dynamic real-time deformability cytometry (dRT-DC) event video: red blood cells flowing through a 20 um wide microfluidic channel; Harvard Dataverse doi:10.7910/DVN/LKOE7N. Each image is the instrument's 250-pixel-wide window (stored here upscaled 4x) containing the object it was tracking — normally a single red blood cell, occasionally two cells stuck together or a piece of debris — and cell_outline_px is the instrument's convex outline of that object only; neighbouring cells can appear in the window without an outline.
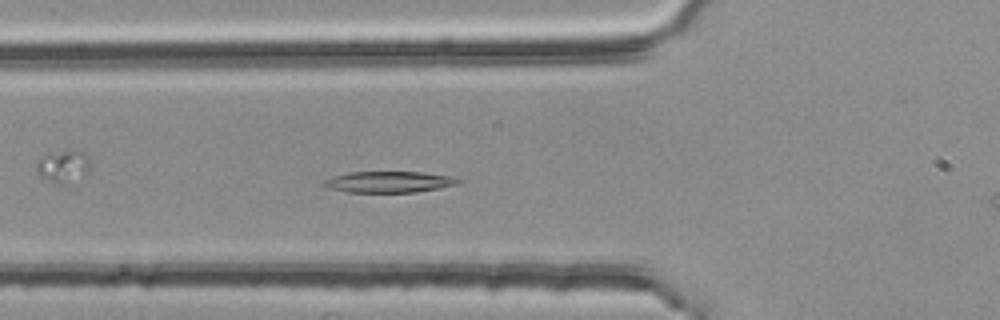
{"species": "common noctule bat (a hibernating species)", "species_latin": "Nyctalus noctula", "temperature_condition": "room temperature", "stored_images_in_passage": 40, "camera_frame_rate_fps": 3000, "um_per_image_px": 0.085, "animal": {"sex": "female", "body_mass_g": 25.1}, "frame": {"image": 1, "passage_image": 6, "time_ms": 1.667, "image_size_px": [1000, 320], "cell_outline_px": [[464, 180], [456, 184], [440, 188], [416, 192], [348, 192], [328, 188], [320, 184], [324, 180], [332, 176], [348, 172], [420, 172], [452, 176]], "centroid_in_image_um": [33.04, 15.46], "position_along_channel_um": 92.8, "area_um2": 16.7}}
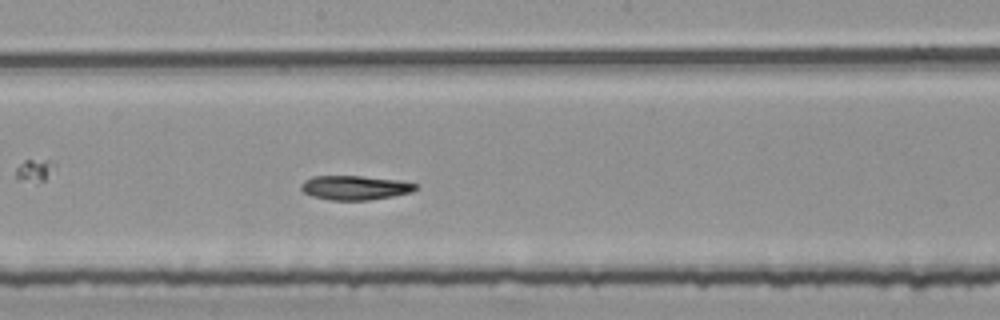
{"frame": {"image": 2, "passage_image": 16, "time_ms": 5.0, "image_size_px": [1000, 320], "cell_outline_px": [[416, 188], [412, 192], [392, 196], [368, 200], [328, 200], [312, 196], [304, 192], [300, 188], [300, 184], [304, 180], [312, 176], [360, 176], [396, 180], [416, 184]], "centroid_in_image_um": [30.1, 15.95], "position_along_channel_um": 218.1, "area_um2": 16.07}}
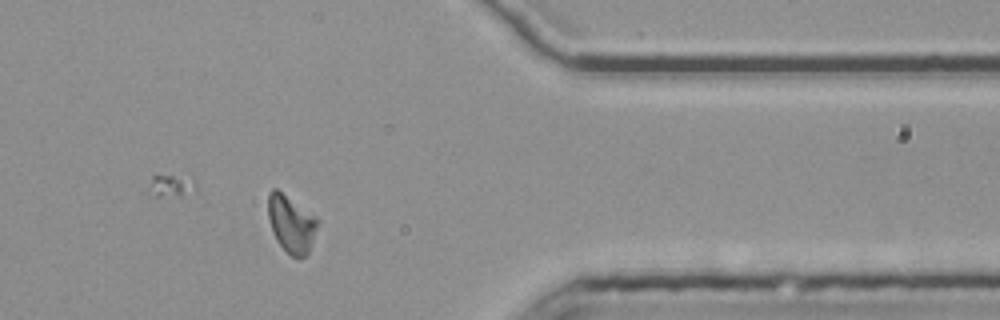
{"frame": {"image": 3, "passage_image": 31, "time_ms": 10.0, "image_size_px": [1000, 320], "cell_outline_px": [[320, 220], [308, 252], [300, 260], [292, 256], [276, 240], [272, 232], [268, 216], [268, 192], [272, 188], [276, 188], [316, 216]], "centroid_in_image_um": [24.75, 19.01], "position_along_channel_um": 386.6, "area_um2": 16.53}, "authors_computed_cell_mechanics": {"area_um2": 16.5597, "velocity_mm_per_s": 3.7468, "shape_relaxation_time_tau1_ms": 4.8339, "shape_relaxation_time_tau2_ms": 5.1351, "deformation_change_tau1": 0.1541, "deformation_change_tau2": 0.1074}}